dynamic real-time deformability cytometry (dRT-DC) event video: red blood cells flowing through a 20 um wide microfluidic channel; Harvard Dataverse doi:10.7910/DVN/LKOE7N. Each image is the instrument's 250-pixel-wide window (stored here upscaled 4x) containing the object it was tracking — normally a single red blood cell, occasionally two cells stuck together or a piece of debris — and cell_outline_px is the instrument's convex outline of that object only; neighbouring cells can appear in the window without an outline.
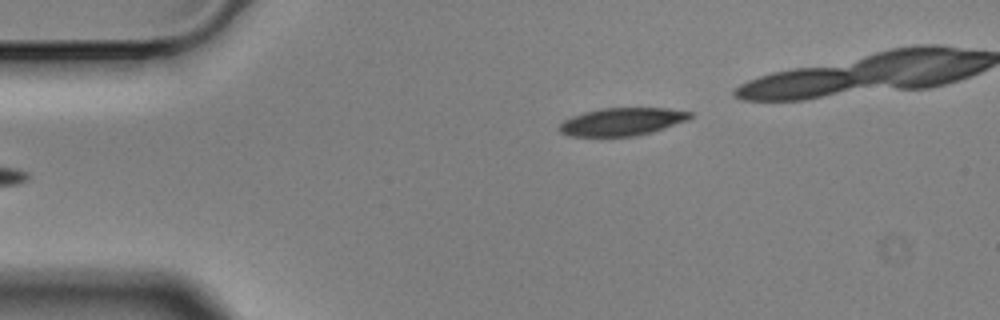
{"species": "Egyptian fruit bat (a non-hibernating species)", "species_latin": "Rousettus aegyptiacus", "temperature_condition": "cold", "stored_images_in_passage": 6, "camera_frame_rate_fps": 3000, "um_per_image_px": 0.085, "animal": {"sex": "male"}, "frame": {"image": 1, "passage_image": 6, "time_ms": 1.667, "image_size_px": [1000, 320], "cell_outline_px": [[692, 116], [688, 120], [652, 132], [636, 136], [572, 136], [560, 132], [556, 128], [564, 120], [572, 116], [584, 112], [600, 108], [668, 108], [692, 112]], "centroid_in_image_um": [52.87, 10.34], "position_along_channel_um": 32.1, "area_um2": 21.21}}